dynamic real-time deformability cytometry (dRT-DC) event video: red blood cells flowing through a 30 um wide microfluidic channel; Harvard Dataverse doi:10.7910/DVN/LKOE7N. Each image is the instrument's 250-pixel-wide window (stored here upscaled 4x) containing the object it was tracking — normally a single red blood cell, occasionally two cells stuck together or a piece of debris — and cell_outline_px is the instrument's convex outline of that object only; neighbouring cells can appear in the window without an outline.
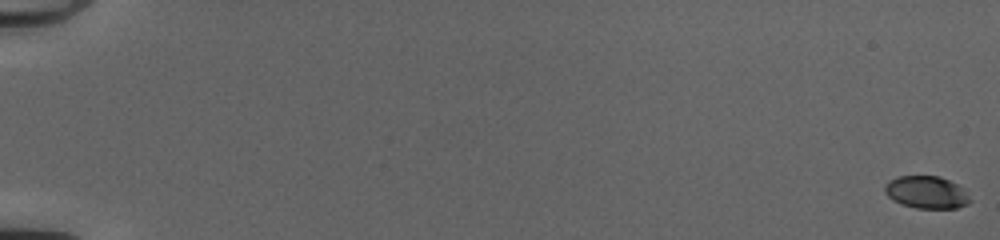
{"species": "common noctule bat (a hibernating species)", "species_latin": "Nyctalus noctula", "temperature_condition": "cold", "stored_images_in_passage": 54, "camera_frame_rate_fps": 3000, "um_per_image_px": 0.085, "animal": {"sex": "female", "body_mass_g": 20.0, "forearm_length_mm": 54.0}, "frame": {"image": 1, "passage_image": 1, "time_ms": 0.0, "image_size_px": [1000, 240], "cell_outline_px": [[972, 200], [968, 204], [956, 208], [916, 208], [900, 204], [892, 200], [884, 192], [884, 184], [888, 180], [896, 176], [940, 176], [956, 184]], "centroid_in_image_um": [78.69, 16.34], "position_along_channel_um": 6.3, "area_um2": 16.13}}
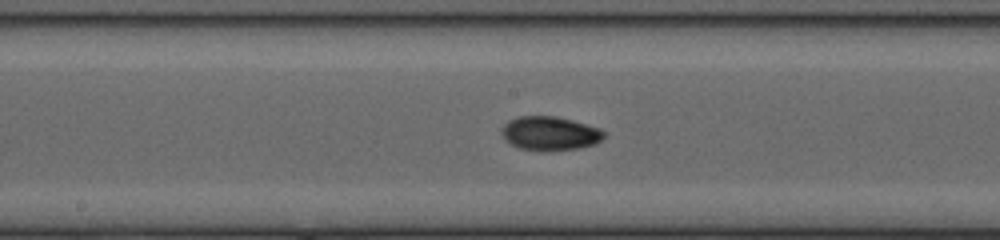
{"frame": {"image": 2, "passage_image": 31, "time_ms": 10.0, "image_size_px": [1000, 240], "cell_outline_px": [[604, 136], [596, 144], [580, 148], [520, 148], [504, 140], [500, 132], [504, 124], [508, 120], [516, 116], [556, 116], [572, 120], [600, 128], [604, 132]], "centroid_in_image_um": [46.72, 11.28], "position_along_channel_um": 201.5, "area_um2": 19.65}}
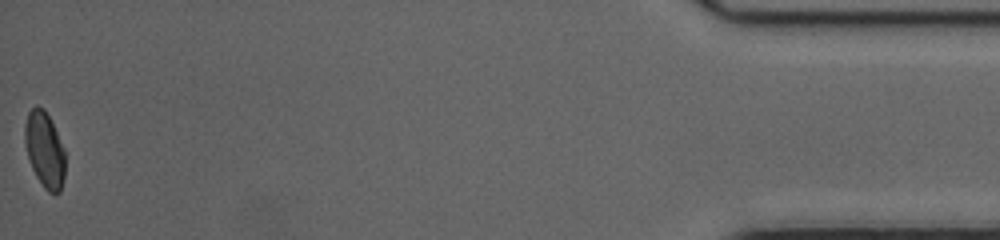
{"frame": {"image": 3, "passage_image": 54, "time_ms": 17.667, "image_size_px": [1000, 240], "cell_outline_px": [[64, 176], [60, 192], [56, 196], [48, 192], [44, 188], [36, 176], [32, 168], [24, 144], [24, 124], [28, 112], [36, 104], [44, 108], [64, 148]], "centroid_in_image_um": [3.77, 12.74], "position_along_channel_um": 431.4, "area_um2": 17.86}, "authors_computed_cell_mechanics": {"area_um2": 18.3226, "velocity_mm_per_s": 4.0801, "shape_relaxation_time_tau1_ms": 5.7796, "shape_relaxation_time_tau2_ms": 1.0946, "deformation_change_tau1": 0.1909, "deformation_change_tau2": 0.0371}}